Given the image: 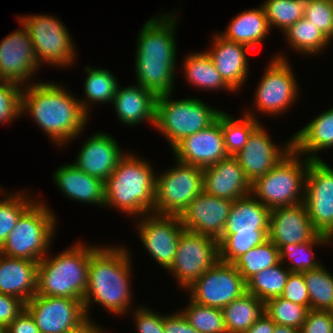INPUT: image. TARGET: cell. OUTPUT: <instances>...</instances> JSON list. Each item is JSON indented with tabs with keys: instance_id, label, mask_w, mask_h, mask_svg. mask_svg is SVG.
<instances>
[{
	"instance_id": "6da1fadb",
	"label": "cell",
	"mask_w": 333,
	"mask_h": 333,
	"mask_svg": "<svg viewBox=\"0 0 333 333\" xmlns=\"http://www.w3.org/2000/svg\"><path fill=\"white\" fill-rule=\"evenodd\" d=\"M22 87L21 114L29 113L38 127L59 147L76 136L78 138L89 115L76 97L52 82L37 81Z\"/></svg>"
},
{
	"instance_id": "cb8c5ba5",
	"label": "cell",
	"mask_w": 333,
	"mask_h": 333,
	"mask_svg": "<svg viewBox=\"0 0 333 333\" xmlns=\"http://www.w3.org/2000/svg\"><path fill=\"white\" fill-rule=\"evenodd\" d=\"M317 234L303 202L278 207L270 212L269 239L278 248L281 245L311 241Z\"/></svg>"
},
{
	"instance_id": "3957f363",
	"label": "cell",
	"mask_w": 333,
	"mask_h": 333,
	"mask_svg": "<svg viewBox=\"0 0 333 333\" xmlns=\"http://www.w3.org/2000/svg\"><path fill=\"white\" fill-rule=\"evenodd\" d=\"M129 254L126 248L115 245L97 246L90 254L87 289L83 298L87 318L93 302L100 303L116 315L128 312L133 296Z\"/></svg>"
},
{
	"instance_id": "9f6ffc18",
	"label": "cell",
	"mask_w": 333,
	"mask_h": 333,
	"mask_svg": "<svg viewBox=\"0 0 333 333\" xmlns=\"http://www.w3.org/2000/svg\"><path fill=\"white\" fill-rule=\"evenodd\" d=\"M0 333H5V329L0 326Z\"/></svg>"
},
{
	"instance_id": "83f0119b",
	"label": "cell",
	"mask_w": 333,
	"mask_h": 333,
	"mask_svg": "<svg viewBox=\"0 0 333 333\" xmlns=\"http://www.w3.org/2000/svg\"><path fill=\"white\" fill-rule=\"evenodd\" d=\"M157 96L136 84L126 88L118 85L113 99V106L120 122L135 126L141 122L149 121L155 125Z\"/></svg>"
},
{
	"instance_id": "7dc6e473",
	"label": "cell",
	"mask_w": 333,
	"mask_h": 333,
	"mask_svg": "<svg viewBox=\"0 0 333 333\" xmlns=\"http://www.w3.org/2000/svg\"><path fill=\"white\" fill-rule=\"evenodd\" d=\"M300 333H333V312L309 309Z\"/></svg>"
},
{
	"instance_id": "74e56055",
	"label": "cell",
	"mask_w": 333,
	"mask_h": 333,
	"mask_svg": "<svg viewBox=\"0 0 333 333\" xmlns=\"http://www.w3.org/2000/svg\"><path fill=\"white\" fill-rule=\"evenodd\" d=\"M282 263L264 269L247 282V292L253 294L264 303L271 298L280 297L283 293L287 277L290 273ZM282 266V267H281Z\"/></svg>"
},
{
	"instance_id": "7bdbcfd3",
	"label": "cell",
	"mask_w": 333,
	"mask_h": 333,
	"mask_svg": "<svg viewBox=\"0 0 333 333\" xmlns=\"http://www.w3.org/2000/svg\"><path fill=\"white\" fill-rule=\"evenodd\" d=\"M25 194L26 192L21 190L14 195L9 193L5 199L0 200V248L20 216L36 201Z\"/></svg>"
},
{
	"instance_id": "5b68a950",
	"label": "cell",
	"mask_w": 333,
	"mask_h": 333,
	"mask_svg": "<svg viewBox=\"0 0 333 333\" xmlns=\"http://www.w3.org/2000/svg\"><path fill=\"white\" fill-rule=\"evenodd\" d=\"M271 210L252 194L233 201L219 243V260L233 264L269 239Z\"/></svg>"
},
{
	"instance_id": "5bb4252c",
	"label": "cell",
	"mask_w": 333,
	"mask_h": 333,
	"mask_svg": "<svg viewBox=\"0 0 333 333\" xmlns=\"http://www.w3.org/2000/svg\"><path fill=\"white\" fill-rule=\"evenodd\" d=\"M303 203L314 229L333 240V168L321 160H310Z\"/></svg>"
},
{
	"instance_id": "44dd1931",
	"label": "cell",
	"mask_w": 333,
	"mask_h": 333,
	"mask_svg": "<svg viewBox=\"0 0 333 333\" xmlns=\"http://www.w3.org/2000/svg\"><path fill=\"white\" fill-rule=\"evenodd\" d=\"M233 201L214 197L204 191L181 214L184 229L219 240Z\"/></svg>"
},
{
	"instance_id": "7a4b0ae2",
	"label": "cell",
	"mask_w": 333,
	"mask_h": 333,
	"mask_svg": "<svg viewBox=\"0 0 333 333\" xmlns=\"http://www.w3.org/2000/svg\"><path fill=\"white\" fill-rule=\"evenodd\" d=\"M175 22V16L167 13L151 17L137 37L136 83L156 96L170 94L174 88L177 59Z\"/></svg>"
},
{
	"instance_id": "f5cc1de1",
	"label": "cell",
	"mask_w": 333,
	"mask_h": 333,
	"mask_svg": "<svg viewBox=\"0 0 333 333\" xmlns=\"http://www.w3.org/2000/svg\"><path fill=\"white\" fill-rule=\"evenodd\" d=\"M276 323L264 312L245 333H273Z\"/></svg>"
},
{
	"instance_id": "d6a6232c",
	"label": "cell",
	"mask_w": 333,
	"mask_h": 333,
	"mask_svg": "<svg viewBox=\"0 0 333 333\" xmlns=\"http://www.w3.org/2000/svg\"><path fill=\"white\" fill-rule=\"evenodd\" d=\"M285 39L296 53L320 54L328 47L330 40L312 24L310 20L301 18L284 32Z\"/></svg>"
},
{
	"instance_id": "60d3db41",
	"label": "cell",
	"mask_w": 333,
	"mask_h": 333,
	"mask_svg": "<svg viewBox=\"0 0 333 333\" xmlns=\"http://www.w3.org/2000/svg\"><path fill=\"white\" fill-rule=\"evenodd\" d=\"M187 306L181 312L199 333H227L222 309L201 305L191 299Z\"/></svg>"
},
{
	"instance_id": "7c38bea8",
	"label": "cell",
	"mask_w": 333,
	"mask_h": 333,
	"mask_svg": "<svg viewBox=\"0 0 333 333\" xmlns=\"http://www.w3.org/2000/svg\"><path fill=\"white\" fill-rule=\"evenodd\" d=\"M219 260L218 240L184 229L171 266L167 269L187 289Z\"/></svg>"
},
{
	"instance_id": "db71d44e",
	"label": "cell",
	"mask_w": 333,
	"mask_h": 333,
	"mask_svg": "<svg viewBox=\"0 0 333 333\" xmlns=\"http://www.w3.org/2000/svg\"><path fill=\"white\" fill-rule=\"evenodd\" d=\"M91 319L92 318H88L81 326L65 333H105V331L101 329L102 327L93 323Z\"/></svg>"
},
{
	"instance_id": "9c48e42d",
	"label": "cell",
	"mask_w": 333,
	"mask_h": 333,
	"mask_svg": "<svg viewBox=\"0 0 333 333\" xmlns=\"http://www.w3.org/2000/svg\"><path fill=\"white\" fill-rule=\"evenodd\" d=\"M171 95L157 96L154 126L163 133L172 149L183 138L208 128L222 111L197 98L172 100Z\"/></svg>"
},
{
	"instance_id": "f546056e",
	"label": "cell",
	"mask_w": 333,
	"mask_h": 333,
	"mask_svg": "<svg viewBox=\"0 0 333 333\" xmlns=\"http://www.w3.org/2000/svg\"><path fill=\"white\" fill-rule=\"evenodd\" d=\"M231 21L226 31L220 35L251 49L261 44L271 31L262 5L257 9L244 10Z\"/></svg>"
},
{
	"instance_id": "f6af8a7d",
	"label": "cell",
	"mask_w": 333,
	"mask_h": 333,
	"mask_svg": "<svg viewBox=\"0 0 333 333\" xmlns=\"http://www.w3.org/2000/svg\"><path fill=\"white\" fill-rule=\"evenodd\" d=\"M304 18L310 20L330 41L333 39V0H308Z\"/></svg>"
},
{
	"instance_id": "c3c4849f",
	"label": "cell",
	"mask_w": 333,
	"mask_h": 333,
	"mask_svg": "<svg viewBox=\"0 0 333 333\" xmlns=\"http://www.w3.org/2000/svg\"><path fill=\"white\" fill-rule=\"evenodd\" d=\"M134 313L135 326L138 333H165L163 326V314H157L146 307H138Z\"/></svg>"
},
{
	"instance_id": "836d02e7",
	"label": "cell",
	"mask_w": 333,
	"mask_h": 333,
	"mask_svg": "<svg viewBox=\"0 0 333 333\" xmlns=\"http://www.w3.org/2000/svg\"><path fill=\"white\" fill-rule=\"evenodd\" d=\"M85 71L87 76L84 82V95L87 100H80V102L83 110L89 114L88 109L91 103L113 102L119 83L117 78L106 69L86 66Z\"/></svg>"
},
{
	"instance_id": "ac0fdd59",
	"label": "cell",
	"mask_w": 333,
	"mask_h": 333,
	"mask_svg": "<svg viewBox=\"0 0 333 333\" xmlns=\"http://www.w3.org/2000/svg\"><path fill=\"white\" fill-rule=\"evenodd\" d=\"M172 151L176 160L200 168L228 158L222 131V112L208 128L183 138Z\"/></svg>"
},
{
	"instance_id": "9a60e30c",
	"label": "cell",
	"mask_w": 333,
	"mask_h": 333,
	"mask_svg": "<svg viewBox=\"0 0 333 333\" xmlns=\"http://www.w3.org/2000/svg\"><path fill=\"white\" fill-rule=\"evenodd\" d=\"M287 60L282 54L274 56L256 89L255 108L263 114L280 115L295 104L298 84Z\"/></svg>"
},
{
	"instance_id": "ab89813d",
	"label": "cell",
	"mask_w": 333,
	"mask_h": 333,
	"mask_svg": "<svg viewBox=\"0 0 333 333\" xmlns=\"http://www.w3.org/2000/svg\"><path fill=\"white\" fill-rule=\"evenodd\" d=\"M308 0H266L261 4L268 25L277 27L284 32L297 20L304 18Z\"/></svg>"
},
{
	"instance_id": "e0dca14e",
	"label": "cell",
	"mask_w": 333,
	"mask_h": 333,
	"mask_svg": "<svg viewBox=\"0 0 333 333\" xmlns=\"http://www.w3.org/2000/svg\"><path fill=\"white\" fill-rule=\"evenodd\" d=\"M136 224L139 237L151 257L168 269L175 257L184 227L179 216L145 214Z\"/></svg>"
},
{
	"instance_id": "e575fe53",
	"label": "cell",
	"mask_w": 333,
	"mask_h": 333,
	"mask_svg": "<svg viewBox=\"0 0 333 333\" xmlns=\"http://www.w3.org/2000/svg\"><path fill=\"white\" fill-rule=\"evenodd\" d=\"M280 263L279 248L268 239L240 256L233 265L247 282L258 272Z\"/></svg>"
},
{
	"instance_id": "ba28073f",
	"label": "cell",
	"mask_w": 333,
	"mask_h": 333,
	"mask_svg": "<svg viewBox=\"0 0 333 333\" xmlns=\"http://www.w3.org/2000/svg\"><path fill=\"white\" fill-rule=\"evenodd\" d=\"M39 202L35 201L20 216L1 246V254L36 262L47 255L57 222L54 212L52 214L47 205Z\"/></svg>"
},
{
	"instance_id": "484cf974",
	"label": "cell",
	"mask_w": 333,
	"mask_h": 333,
	"mask_svg": "<svg viewBox=\"0 0 333 333\" xmlns=\"http://www.w3.org/2000/svg\"><path fill=\"white\" fill-rule=\"evenodd\" d=\"M53 180L60 191L73 201L105 206L104 181L89 176L73 163L57 168Z\"/></svg>"
},
{
	"instance_id": "277c9868",
	"label": "cell",
	"mask_w": 333,
	"mask_h": 333,
	"mask_svg": "<svg viewBox=\"0 0 333 333\" xmlns=\"http://www.w3.org/2000/svg\"><path fill=\"white\" fill-rule=\"evenodd\" d=\"M152 170L146 160L125 154L104 182L105 205L138 218L152 214L156 185V174Z\"/></svg>"
},
{
	"instance_id": "8d00e7d4",
	"label": "cell",
	"mask_w": 333,
	"mask_h": 333,
	"mask_svg": "<svg viewBox=\"0 0 333 333\" xmlns=\"http://www.w3.org/2000/svg\"><path fill=\"white\" fill-rule=\"evenodd\" d=\"M328 242H330V244L332 242L330 237L318 233L311 241L300 244L281 245L279 247L280 262L283 263L287 261V258L292 260L287 267L290 272L302 273L317 269L322 264L314 259L312 248L317 244V246L321 244L322 246L324 244L328 245Z\"/></svg>"
},
{
	"instance_id": "bcb514c9",
	"label": "cell",
	"mask_w": 333,
	"mask_h": 333,
	"mask_svg": "<svg viewBox=\"0 0 333 333\" xmlns=\"http://www.w3.org/2000/svg\"><path fill=\"white\" fill-rule=\"evenodd\" d=\"M285 300L305 306L310 309V298L302 273L290 272L282 295Z\"/></svg>"
},
{
	"instance_id": "f35d334b",
	"label": "cell",
	"mask_w": 333,
	"mask_h": 333,
	"mask_svg": "<svg viewBox=\"0 0 333 333\" xmlns=\"http://www.w3.org/2000/svg\"><path fill=\"white\" fill-rule=\"evenodd\" d=\"M310 309L333 312V274L322 265L303 272Z\"/></svg>"
},
{
	"instance_id": "7402d4cb",
	"label": "cell",
	"mask_w": 333,
	"mask_h": 333,
	"mask_svg": "<svg viewBox=\"0 0 333 333\" xmlns=\"http://www.w3.org/2000/svg\"><path fill=\"white\" fill-rule=\"evenodd\" d=\"M251 190L252 183L233 156L203 168V191L214 197L235 201Z\"/></svg>"
},
{
	"instance_id": "681fc988",
	"label": "cell",
	"mask_w": 333,
	"mask_h": 333,
	"mask_svg": "<svg viewBox=\"0 0 333 333\" xmlns=\"http://www.w3.org/2000/svg\"><path fill=\"white\" fill-rule=\"evenodd\" d=\"M18 297L0 292V326L4 329L25 309Z\"/></svg>"
},
{
	"instance_id": "2e32d148",
	"label": "cell",
	"mask_w": 333,
	"mask_h": 333,
	"mask_svg": "<svg viewBox=\"0 0 333 333\" xmlns=\"http://www.w3.org/2000/svg\"><path fill=\"white\" fill-rule=\"evenodd\" d=\"M25 309L40 333H65L81 326L88 318L83 300L35 294Z\"/></svg>"
},
{
	"instance_id": "f1b7e54d",
	"label": "cell",
	"mask_w": 333,
	"mask_h": 333,
	"mask_svg": "<svg viewBox=\"0 0 333 333\" xmlns=\"http://www.w3.org/2000/svg\"><path fill=\"white\" fill-rule=\"evenodd\" d=\"M333 147V107L317 115L292 136V148L310 160H321L318 151Z\"/></svg>"
},
{
	"instance_id": "1f68e13d",
	"label": "cell",
	"mask_w": 333,
	"mask_h": 333,
	"mask_svg": "<svg viewBox=\"0 0 333 333\" xmlns=\"http://www.w3.org/2000/svg\"><path fill=\"white\" fill-rule=\"evenodd\" d=\"M185 76L193 86L203 89L233 91L222 79L206 51L190 53L184 60ZM224 88V89H223Z\"/></svg>"
},
{
	"instance_id": "ee69618b",
	"label": "cell",
	"mask_w": 333,
	"mask_h": 333,
	"mask_svg": "<svg viewBox=\"0 0 333 333\" xmlns=\"http://www.w3.org/2000/svg\"><path fill=\"white\" fill-rule=\"evenodd\" d=\"M21 85L0 79V123L21 116Z\"/></svg>"
},
{
	"instance_id": "4dcf8cb0",
	"label": "cell",
	"mask_w": 333,
	"mask_h": 333,
	"mask_svg": "<svg viewBox=\"0 0 333 333\" xmlns=\"http://www.w3.org/2000/svg\"><path fill=\"white\" fill-rule=\"evenodd\" d=\"M222 311L227 333H245L264 313V302L246 292Z\"/></svg>"
},
{
	"instance_id": "30bf717a",
	"label": "cell",
	"mask_w": 333,
	"mask_h": 333,
	"mask_svg": "<svg viewBox=\"0 0 333 333\" xmlns=\"http://www.w3.org/2000/svg\"><path fill=\"white\" fill-rule=\"evenodd\" d=\"M203 191V168L176 160L175 167L156 176L153 214L181 216Z\"/></svg>"
},
{
	"instance_id": "816d5d0a",
	"label": "cell",
	"mask_w": 333,
	"mask_h": 333,
	"mask_svg": "<svg viewBox=\"0 0 333 333\" xmlns=\"http://www.w3.org/2000/svg\"><path fill=\"white\" fill-rule=\"evenodd\" d=\"M5 333H40L33 317L24 309L6 328Z\"/></svg>"
},
{
	"instance_id": "d6986e66",
	"label": "cell",
	"mask_w": 333,
	"mask_h": 333,
	"mask_svg": "<svg viewBox=\"0 0 333 333\" xmlns=\"http://www.w3.org/2000/svg\"><path fill=\"white\" fill-rule=\"evenodd\" d=\"M20 25L22 29L0 42V79L22 85L31 80L40 65L27 28L21 22Z\"/></svg>"
},
{
	"instance_id": "8fae6325",
	"label": "cell",
	"mask_w": 333,
	"mask_h": 333,
	"mask_svg": "<svg viewBox=\"0 0 333 333\" xmlns=\"http://www.w3.org/2000/svg\"><path fill=\"white\" fill-rule=\"evenodd\" d=\"M18 21L27 28L39 65L43 62L60 67L73 64L75 45L61 21L49 15H25Z\"/></svg>"
},
{
	"instance_id": "4fadbf2b",
	"label": "cell",
	"mask_w": 333,
	"mask_h": 333,
	"mask_svg": "<svg viewBox=\"0 0 333 333\" xmlns=\"http://www.w3.org/2000/svg\"><path fill=\"white\" fill-rule=\"evenodd\" d=\"M186 290L192 301L223 309L247 292V284L233 264L218 260Z\"/></svg>"
},
{
	"instance_id": "4316f807",
	"label": "cell",
	"mask_w": 333,
	"mask_h": 333,
	"mask_svg": "<svg viewBox=\"0 0 333 333\" xmlns=\"http://www.w3.org/2000/svg\"><path fill=\"white\" fill-rule=\"evenodd\" d=\"M38 263L0 253V292L27 303L36 294Z\"/></svg>"
},
{
	"instance_id": "ffe728a7",
	"label": "cell",
	"mask_w": 333,
	"mask_h": 333,
	"mask_svg": "<svg viewBox=\"0 0 333 333\" xmlns=\"http://www.w3.org/2000/svg\"><path fill=\"white\" fill-rule=\"evenodd\" d=\"M282 146H279V149L273 143L260 123L250 134L246 146L234 157L253 183L258 177L267 174L292 150V137Z\"/></svg>"
},
{
	"instance_id": "11a10c76",
	"label": "cell",
	"mask_w": 333,
	"mask_h": 333,
	"mask_svg": "<svg viewBox=\"0 0 333 333\" xmlns=\"http://www.w3.org/2000/svg\"><path fill=\"white\" fill-rule=\"evenodd\" d=\"M273 333H300V330L290 326H282L276 324Z\"/></svg>"
},
{
	"instance_id": "52a82bcc",
	"label": "cell",
	"mask_w": 333,
	"mask_h": 333,
	"mask_svg": "<svg viewBox=\"0 0 333 333\" xmlns=\"http://www.w3.org/2000/svg\"><path fill=\"white\" fill-rule=\"evenodd\" d=\"M299 157L292 148L267 174L252 183L251 194L270 210L302 203L310 159L304 157L302 163Z\"/></svg>"
},
{
	"instance_id": "603a6c76",
	"label": "cell",
	"mask_w": 333,
	"mask_h": 333,
	"mask_svg": "<svg viewBox=\"0 0 333 333\" xmlns=\"http://www.w3.org/2000/svg\"><path fill=\"white\" fill-rule=\"evenodd\" d=\"M119 146L107 133L97 132L82 144L73 164L89 176L105 182L125 155Z\"/></svg>"
},
{
	"instance_id": "d4e9b609",
	"label": "cell",
	"mask_w": 333,
	"mask_h": 333,
	"mask_svg": "<svg viewBox=\"0 0 333 333\" xmlns=\"http://www.w3.org/2000/svg\"><path fill=\"white\" fill-rule=\"evenodd\" d=\"M212 49L206 51L224 82L235 92L239 91L248 75L247 52L250 47L225 39L217 33Z\"/></svg>"
},
{
	"instance_id": "f907efd6",
	"label": "cell",
	"mask_w": 333,
	"mask_h": 333,
	"mask_svg": "<svg viewBox=\"0 0 333 333\" xmlns=\"http://www.w3.org/2000/svg\"><path fill=\"white\" fill-rule=\"evenodd\" d=\"M165 333H199L192 327L182 312L163 315Z\"/></svg>"
},
{
	"instance_id": "d590c367",
	"label": "cell",
	"mask_w": 333,
	"mask_h": 333,
	"mask_svg": "<svg viewBox=\"0 0 333 333\" xmlns=\"http://www.w3.org/2000/svg\"><path fill=\"white\" fill-rule=\"evenodd\" d=\"M255 117L252 111H246L238 120L222 111V131L229 156L234 157L246 146L250 134L260 124Z\"/></svg>"
},
{
	"instance_id": "8992f818",
	"label": "cell",
	"mask_w": 333,
	"mask_h": 333,
	"mask_svg": "<svg viewBox=\"0 0 333 333\" xmlns=\"http://www.w3.org/2000/svg\"><path fill=\"white\" fill-rule=\"evenodd\" d=\"M96 248L78 242L55 257L47 254L38 263L36 294L83 300L90 254Z\"/></svg>"
},
{
	"instance_id": "b9f144b4",
	"label": "cell",
	"mask_w": 333,
	"mask_h": 333,
	"mask_svg": "<svg viewBox=\"0 0 333 333\" xmlns=\"http://www.w3.org/2000/svg\"><path fill=\"white\" fill-rule=\"evenodd\" d=\"M264 312L277 324L300 330L305 321L308 309L282 297L268 299L264 303Z\"/></svg>"
}]
</instances>
